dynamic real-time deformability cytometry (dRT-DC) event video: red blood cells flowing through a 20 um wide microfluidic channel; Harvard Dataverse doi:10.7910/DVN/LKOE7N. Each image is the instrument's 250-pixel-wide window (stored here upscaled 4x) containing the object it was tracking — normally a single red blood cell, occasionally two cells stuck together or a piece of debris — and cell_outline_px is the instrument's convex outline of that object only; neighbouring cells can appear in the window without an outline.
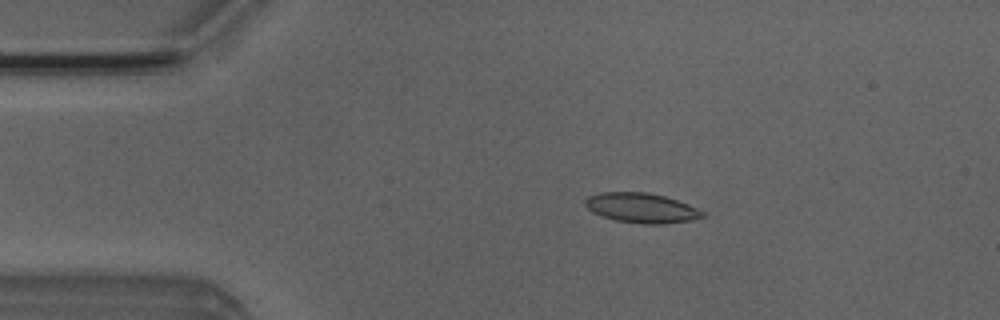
{"species": "Egyptian fruit bat (a non-hibernating species)", "species_latin": "Rousettus aegyptiacus", "temperature_condition": "room temperature", "stored_images_in_passage": 4, "camera_frame_rate_fps": 3000, "um_per_image_px": 0.085, "animal": {"sex": "male"}, "frame": {"image": 1, "passage_image": 1, "time_ms": 0.0, "image_size_px": [1000, 320], "cell_outline_px": [[704, 216], [688, 220], [664, 224], [640, 224], [616, 220], [592, 212], [584, 204], [584, 200], [588, 196], [600, 192], [648, 192], [664, 196], [688, 204], [704, 212]], "centroid_in_image_um": [54.48, 17.66], "position_along_channel_um": 30.5, "area_um2": 20.23}}
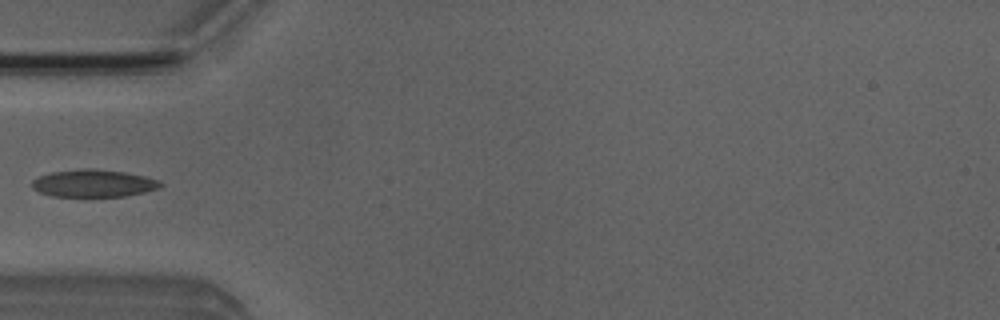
{"frame": {"image": 2, "passage_image": 3, "time_ms": 2.333, "image_size_px": [1000, 320], "cell_outline_px": [[164, 184], [160, 188], [144, 192], [124, 196], [52, 196], [40, 192], [32, 188], [32, 180], [40, 176], [52, 172], [84, 168], [92, 168], [124, 172], [144, 176], [160, 180]], "centroid_in_image_um": [7.97, 15.58], "position_along_channel_um": 77.0, "area_um2": 20.46}}